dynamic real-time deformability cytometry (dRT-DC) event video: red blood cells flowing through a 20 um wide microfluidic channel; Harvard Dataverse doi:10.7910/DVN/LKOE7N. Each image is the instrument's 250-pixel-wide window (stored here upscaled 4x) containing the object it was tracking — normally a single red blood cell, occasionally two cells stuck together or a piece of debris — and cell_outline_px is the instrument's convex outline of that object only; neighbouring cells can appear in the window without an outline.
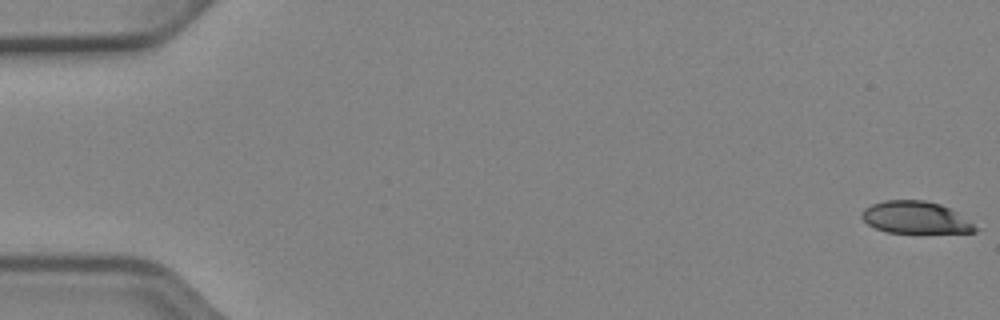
{"species": "Egyptian fruit bat (a non-hibernating species)", "species_latin": "Rousettus aegyptiacus", "temperature_condition": "cold", "stored_images_in_passage": 52, "camera_frame_rate_fps": 3000, "um_per_image_px": 0.085, "animal": {"sex": "female"}, "frame": {"image": 1, "passage_image": 1, "time_ms": 0.0, "image_size_px": [1000, 320], "cell_outline_px": [[980, 228], [976, 232], [888, 232], [876, 228], [868, 224], [860, 216], [860, 212], [864, 208], [872, 204], [884, 200], [924, 200], [940, 204], [956, 212]], "centroid_in_image_um": [77.79, 18.48], "position_along_channel_um": 7.2, "area_um2": 21.04}}
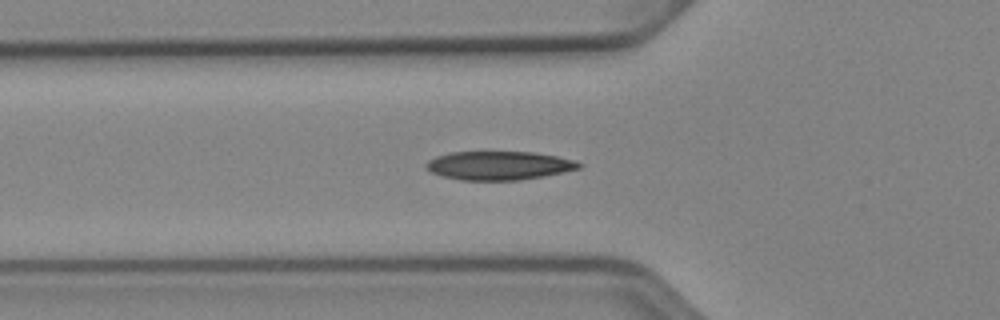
{"frame": {"image": 2, "passage_image": 19, "time_ms": 6.0, "image_size_px": [1000, 320], "cell_outline_px": [[584, 164], [580, 168], [544, 176], [520, 180], [460, 180], [444, 176], [432, 172], [424, 168], [424, 164], [428, 160], [436, 156], [448, 152], [532, 152], [556, 156], [576, 160]], "centroid_in_image_um": [42.4, 14.07], "position_along_channel_um": 83.4, "area_um2": 25.61}}
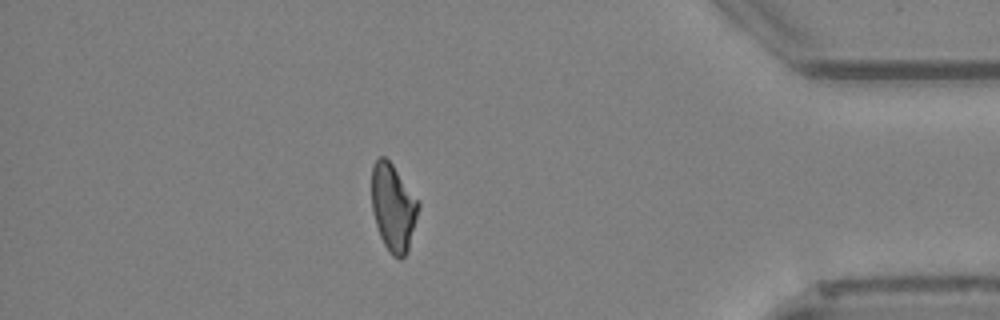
{"frame": {"image": 3, "passage_image": 46, "time_ms": 15.0, "image_size_px": [1000, 320], "cell_outline_px": [[420, 204], [408, 252], [400, 260], [392, 256], [384, 244], [380, 236], [372, 212], [372, 164], [380, 156], [384, 156], [392, 164]], "centroid_in_image_um": [33.41, 17.66], "position_along_channel_um": 401.8, "area_um2": 23.58}, "authors_computed_cell_mechanics": {"area_um2": 24.7095, "velocity_mm_per_s": 3.9468, "shape_relaxation_time_tau1_ms": 3.8464, "shape_relaxation_time_tau2_ms": 2.2815, "deformation_change_tau1": 0.1387, "deformation_change_tau2": 0.0771}}